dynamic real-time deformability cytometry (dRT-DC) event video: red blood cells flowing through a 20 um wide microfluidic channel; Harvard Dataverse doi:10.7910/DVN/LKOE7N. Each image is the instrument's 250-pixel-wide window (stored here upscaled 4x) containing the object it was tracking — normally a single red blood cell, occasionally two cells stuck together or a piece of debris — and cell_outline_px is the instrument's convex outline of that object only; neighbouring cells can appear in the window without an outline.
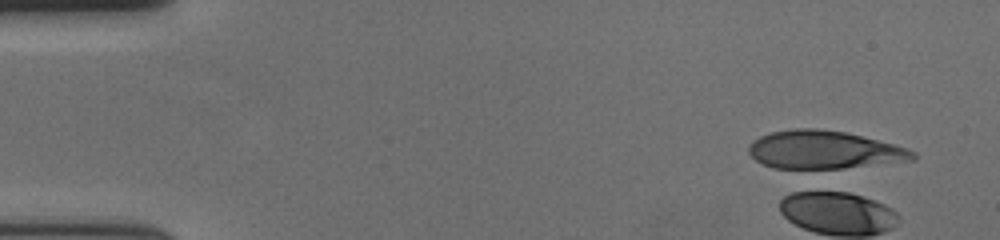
{"species": "human", "species_latin": "Homo sapiens", "temperature_condition": "cold", "stored_images_in_passage": 1, "camera_frame_rate_fps": 3000, "um_per_image_px": 0.085, "donor": {"sex": "female"}, "frame": {"image": 1, "passage_image": 1, "time_ms": 0.0, "image_size_px": [1000, 240], "cell_outline_px": [[916, 160], [844, 168], [772, 168], [756, 160], [748, 152], [748, 148], [752, 140], [760, 136], [772, 132], [792, 128], [816, 128], [844, 132], [892, 144], [916, 152]], "centroid_in_image_um": [70.02, 12.74], "position_along_channel_um": 15.0, "area_um2": 36.13}}